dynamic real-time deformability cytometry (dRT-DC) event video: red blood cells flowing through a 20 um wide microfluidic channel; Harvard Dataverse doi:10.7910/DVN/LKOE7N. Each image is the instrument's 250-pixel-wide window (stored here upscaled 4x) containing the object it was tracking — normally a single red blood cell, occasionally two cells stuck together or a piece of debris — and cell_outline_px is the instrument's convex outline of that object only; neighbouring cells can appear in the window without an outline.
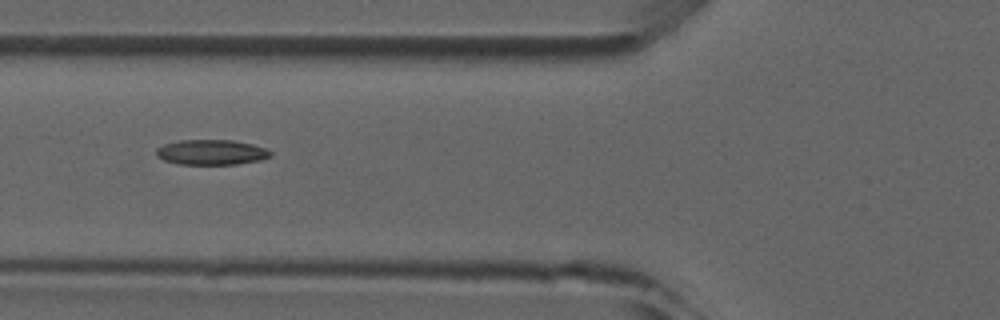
{"species": "common noctule bat (a hibernating species)", "species_latin": "Nyctalus noctula", "temperature_condition": "room temperature", "stored_images_in_passage": 7, "camera_frame_rate_fps": 3000, "um_per_image_px": 0.085, "animal": {"sex": "male", "forearm_length_mm": 52.5}, "frame": {"image": 1, "passage_image": 6, "time_ms": 5.667, "image_size_px": [1000, 320], "cell_outline_px": [[272, 156], [260, 160], [236, 164], [176, 164], [164, 160], [156, 156], [156, 148], [164, 144], [180, 140], [232, 140], [252, 144], [264, 148], [272, 152]], "centroid_in_image_um": [17.95, 12.94], "position_along_channel_um": 107.9, "area_um2": 16.76}}
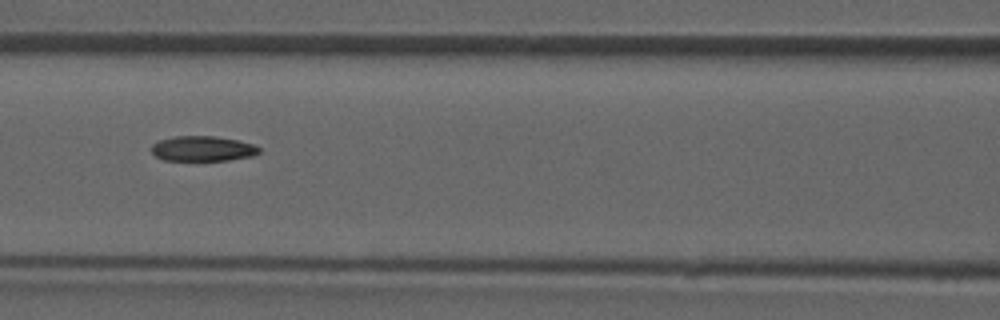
{"frame": {"image": 2, "passage_image": 7, "time_ms": 6.667, "image_size_px": [1000, 320], "cell_outline_px": [[260, 152], [252, 156], [228, 160], [164, 160], [156, 156], [152, 152], [152, 144], [160, 140], [176, 136], [216, 136], [236, 140], [252, 144], [260, 148]], "centroid_in_image_um": [17.23, 12.63], "position_along_channel_um": 149.4, "area_um2": 15.61}}